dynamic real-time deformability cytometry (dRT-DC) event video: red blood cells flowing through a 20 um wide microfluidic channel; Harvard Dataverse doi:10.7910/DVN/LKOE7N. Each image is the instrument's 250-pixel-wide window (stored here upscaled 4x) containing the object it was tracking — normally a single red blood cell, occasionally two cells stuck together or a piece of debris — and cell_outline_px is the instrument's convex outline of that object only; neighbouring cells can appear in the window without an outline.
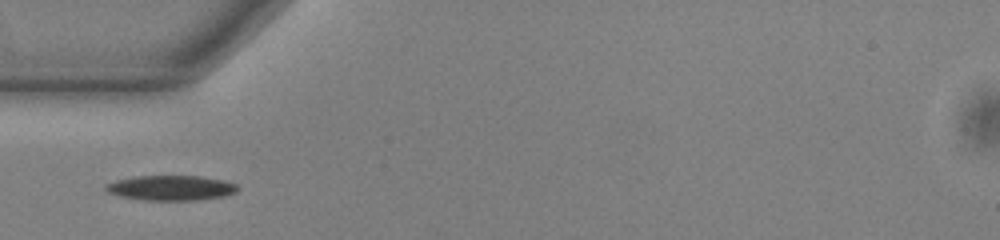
{"species": "common noctule bat (a hibernating species)", "species_latin": "Nyctalus noctula", "temperature_condition": "warm", "stored_images_in_passage": 37, "camera_frame_rate_fps": 3000, "um_per_image_px": 0.085, "animal": {"sex": "male", "body_mass_g": 13.0, "forearm_length_mm": 53.1}, "frame": {"image": 1, "passage_image": 1, "time_ms": 0.0, "image_size_px": [1000, 240], "cell_outline_px": [[240, 188], [236, 192], [224, 196], [196, 200], [144, 200], [120, 196], [108, 192], [104, 188], [104, 184], [116, 180], [136, 176], [200, 176], [224, 180], [236, 184]], "centroid_in_image_um": [14.53, 15.97], "position_along_channel_um": 70.5, "area_um2": 19.25}}
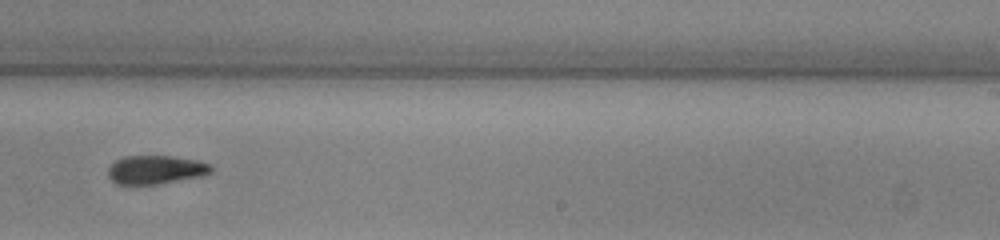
{"frame": {"image": 2, "passage_image": 17, "time_ms": 5.333, "image_size_px": [1000, 240], "cell_outline_px": [[212, 172], [200, 176], [160, 184], [116, 184], [108, 176], [108, 168], [116, 160], [124, 156], [172, 156], [196, 160], [212, 164]], "centroid_in_image_um": [13.24, 14.42], "position_along_channel_um": 275.8, "area_um2": 17.17}}
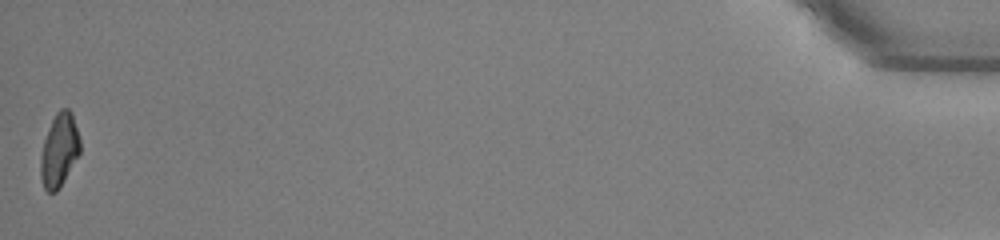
{"frame": {"image": 3, "passage_image": 37, "time_ms": 12.0, "image_size_px": [1000, 240], "cell_outline_px": [[80, 152], [60, 188], [56, 192], [48, 192], [44, 188], [40, 176], [40, 156], [44, 140], [52, 120], [56, 112], [60, 108], [68, 108], [72, 112], [80, 140]], "centroid_in_image_um": [5.03, 12.77], "position_along_channel_um": 430.2, "area_um2": 16.88}}